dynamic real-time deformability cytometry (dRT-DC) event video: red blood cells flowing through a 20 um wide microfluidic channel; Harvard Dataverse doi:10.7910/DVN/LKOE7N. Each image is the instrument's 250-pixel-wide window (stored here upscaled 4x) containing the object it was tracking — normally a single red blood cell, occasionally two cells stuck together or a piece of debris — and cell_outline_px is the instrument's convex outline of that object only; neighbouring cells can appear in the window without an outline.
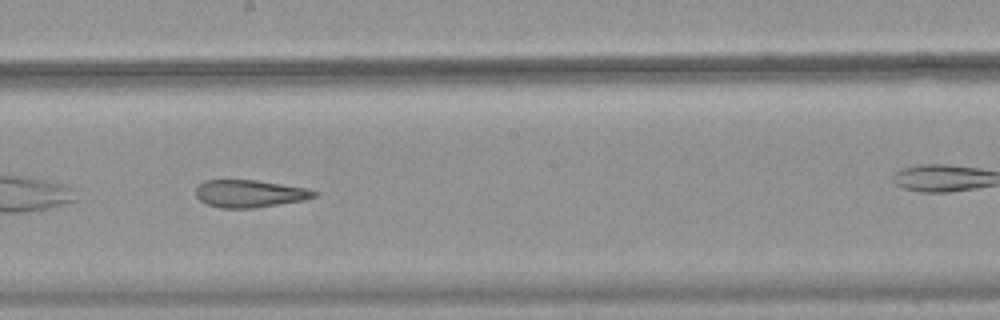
{"species": "common noctule bat (a hibernating species)", "species_latin": "Nyctalus noctula", "temperature_condition": "warm", "stored_images_in_passage": 29, "camera_frame_rate_fps": 3000, "um_per_image_px": 0.085, "animal": {"sex": "female", "body_mass_g": 18.4}, "frame": {"image": 1, "passage_image": 13, "time_ms": 4.0, "image_size_px": [1000, 320], "cell_outline_px": [[320, 192], [316, 196], [304, 200], [256, 208], [220, 208], [208, 204], [200, 200], [196, 196], [196, 188], [204, 180], [256, 180], [308, 188]], "centroid_in_image_um": [21.25, 16.46], "position_along_channel_um": 226.9, "area_um2": 19.02}}